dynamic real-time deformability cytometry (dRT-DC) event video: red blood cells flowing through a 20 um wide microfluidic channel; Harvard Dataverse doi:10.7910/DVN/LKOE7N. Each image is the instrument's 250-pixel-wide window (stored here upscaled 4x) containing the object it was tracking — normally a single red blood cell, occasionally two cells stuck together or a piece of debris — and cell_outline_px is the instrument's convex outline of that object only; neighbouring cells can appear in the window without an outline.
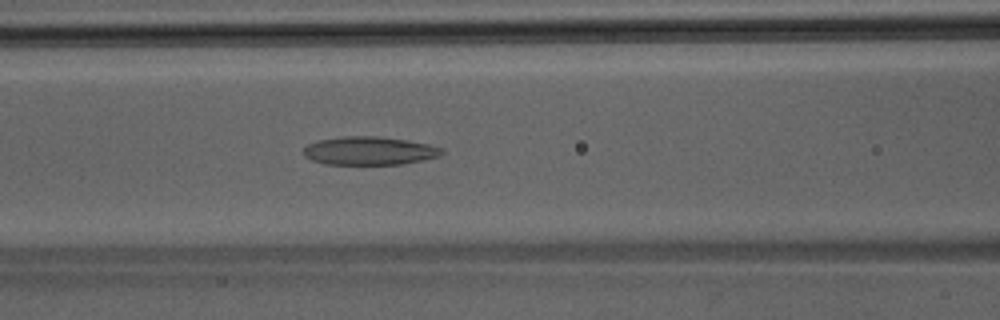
{"species": "Egyptian fruit bat (a non-hibernating species)", "species_latin": "Rousettus aegyptiacus", "temperature_condition": "room temperature", "stored_images_in_passage": 36, "camera_frame_rate_fps": 3000, "um_per_image_px": 0.085, "animal": {"sex": "male"}, "frame": {"image": 1, "passage_image": 10, "time_ms": 3.0, "image_size_px": [1000, 320], "cell_outline_px": [[444, 152], [440, 156], [424, 160], [404, 164], [324, 164], [312, 160], [304, 156], [300, 152], [308, 144], [320, 140], [344, 136], [376, 136], [408, 140], [428, 144], [444, 148]], "centroid_in_image_um": [31.41, 12.82], "position_along_channel_um": 135.2, "area_um2": 23.0}}
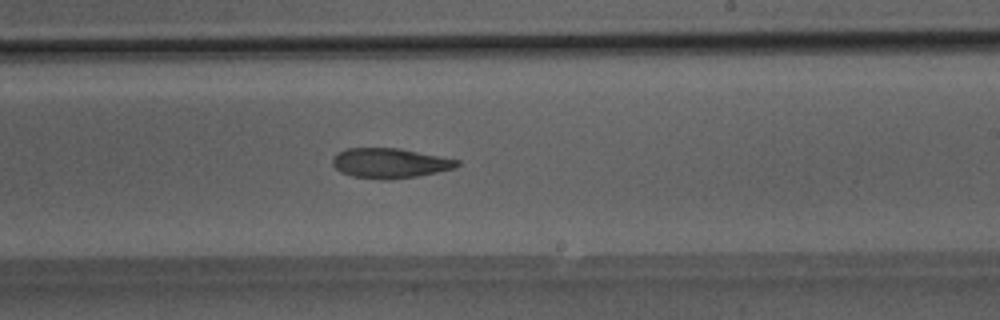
{"frame": {"image": 2, "passage_image": 18, "time_ms": 5.667, "image_size_px": [1000, 320], "cell_outline_px": [[460, 164], [456, 168], [416, 176], [388, 180], [380, 180], [352, 176], [340, 172], [332, 164], [332, 160], [336, 152], [348, 148], [400, 148], [460, 160]], "centroid_in_image_um": [33.12, 13.86], "position_along_channel_um": 255.9, "area_um2": 21.85}}
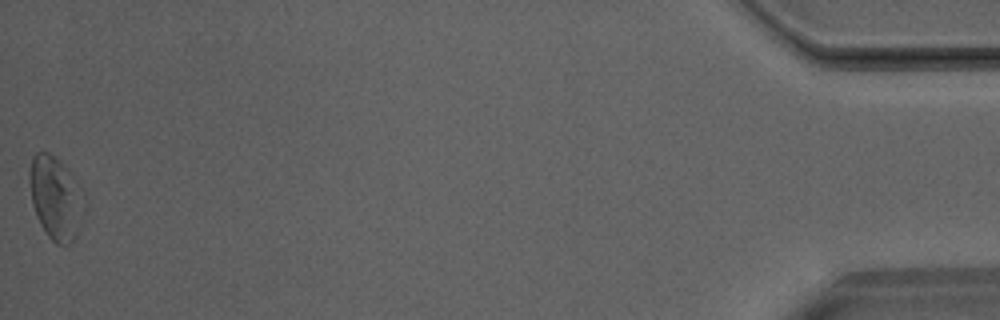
{"frame": {"image": 3, "passage_image": 36, "time_ms": 11.667, "image_size_px": [1000, 320], "cell_outline_px": [[88, 208], [76, 236], [72, 244], [56, 244], [48, 236], [40, 224], [36, 216], [32, 204], [28, 180], [28, 172], [32, 156], [36, 152], [48, 152], [68, 168], [72, 172], [88, 204]], "centroid_in_image_um": [4.77, 16.84], "position_along_channel_um": 430.4, "area_um2": 27.4}}